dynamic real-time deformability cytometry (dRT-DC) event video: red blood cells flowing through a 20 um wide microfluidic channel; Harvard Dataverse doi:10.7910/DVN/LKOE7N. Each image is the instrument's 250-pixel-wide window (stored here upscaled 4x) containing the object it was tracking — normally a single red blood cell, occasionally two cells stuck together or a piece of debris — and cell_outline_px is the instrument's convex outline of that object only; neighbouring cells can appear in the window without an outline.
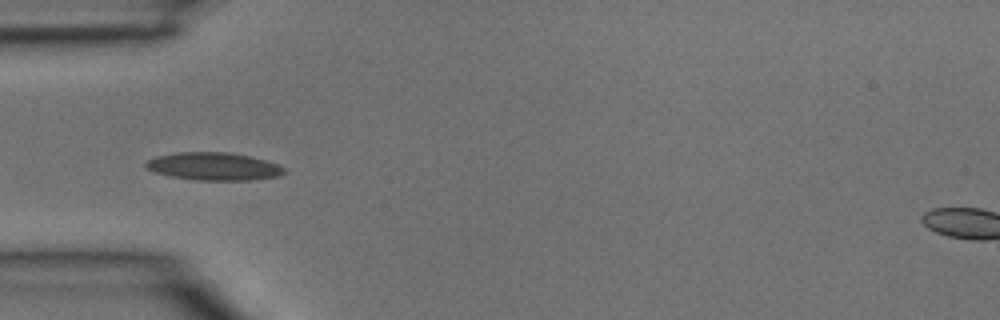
{"species": "common noctule bat (a hibernating species)", "species_latin": "Nyctalus noctula", "temperature_condition": "room temperature", "stored_images_in_passage": 3, "camera_frame_rate_fps": 3000, "um_per_image_px": 0.085, "animal": {"sex": "male", "body_mass_g": 15.6}, "frame": {"image": 1, "passage_image": 2, "time_ms": 0.333, "image_size_px": [1000, 320], "cell_outline_px": [[284, 172], [276, 176], [252, 180], [196, 180], [172, 176], [156, 172], [144, 168], [144, 164], [148, 160], [156, 156], [176, 152], [228, 152], [248, 156], [264, 160], [276, 164], [284, 168]], "centroid_in_image_um": [18.1, 14.14], "position_along_channel_um": 66.9, "area_um2": 22.14}}